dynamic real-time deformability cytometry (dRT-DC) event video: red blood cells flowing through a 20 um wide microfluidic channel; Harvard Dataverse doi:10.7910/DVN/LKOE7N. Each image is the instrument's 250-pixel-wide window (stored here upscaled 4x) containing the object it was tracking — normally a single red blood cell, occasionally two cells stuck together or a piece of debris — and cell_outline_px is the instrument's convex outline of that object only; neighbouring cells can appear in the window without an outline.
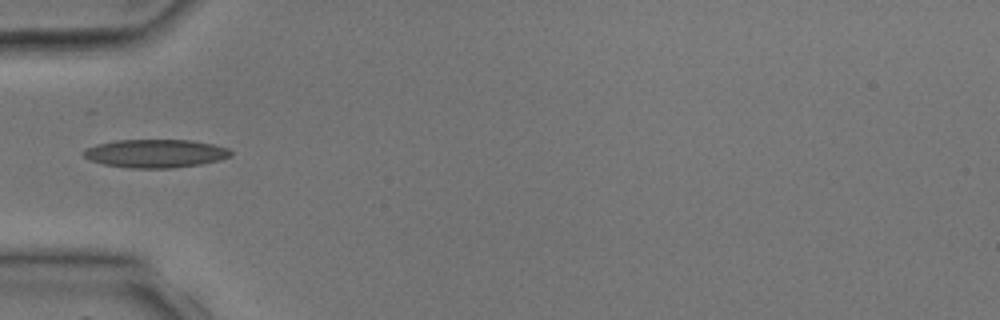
{"species": "common noctule bat (a hibernating species)", "species_latin": "Nyctalus noctula", "temperature_condition": "room temperature", "stored_images_in_passage": 4, "camera_frame_rate_fps": 3000, "um_per_image_px": 0.085, "animal": {"sex": "male", "body_mass_g": 17.9, "forearm_length_mm": 54.2}, "frame": {"image": 1, "passage_image": 4, "time_ms": 4.333, "image_size_px": [1000, 320], "cell_outline_px": [[232, 156], [220, 160], [200, 164], [172, 168], [132, 168], [104, 164], [88, 160], [80, 152], [84, 148], [96, 144], [116, 140], [192, 140], [212, 144], [228, 148], [232, 152]], "centroid_in_image_um": [13.18, 13.04], "position_along_channel_um": 71.8, "area_um2": 24.45}}